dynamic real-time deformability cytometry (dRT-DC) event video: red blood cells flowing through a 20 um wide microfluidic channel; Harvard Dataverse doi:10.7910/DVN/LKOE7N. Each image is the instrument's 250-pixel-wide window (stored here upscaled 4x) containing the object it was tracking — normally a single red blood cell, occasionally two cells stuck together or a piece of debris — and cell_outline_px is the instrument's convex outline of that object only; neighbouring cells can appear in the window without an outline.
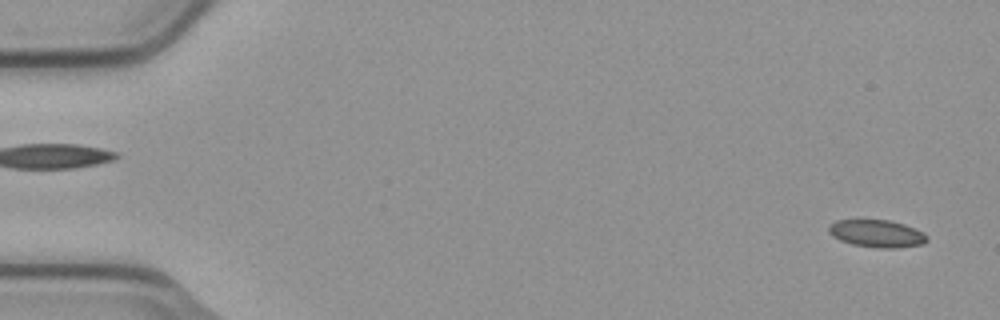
{"species": "common noctule bat (a hibernating species)", "species_latin": "Nyctalus noctula", "temperature_condition": "cold", "stored_images_in_passage": 54, "camera_frame_rate_fps": 3000, "um_per_image_px": 0.085, "animal": {"sex": "male", "body_mass_g": 23.1, "forearm_length_mm": 52.7}, "frame": {"image": 1, "passage_image": 2, "time_ms": 0.333, "image_size_px": [1000, 320], "cell_outline_px": [[928, 240], [924, 244], [896, 248], [880, 248], [852, 244], [840, 240], [832, 236], [828, 232], [828, 224], [836, 220], [888, 220], [904, 224], [924, 232], [928, 236]], "centroid_in_image_um": [74.53, 19.85], "position_along_channel_um": 10.5, "area_um2": 15.84}}
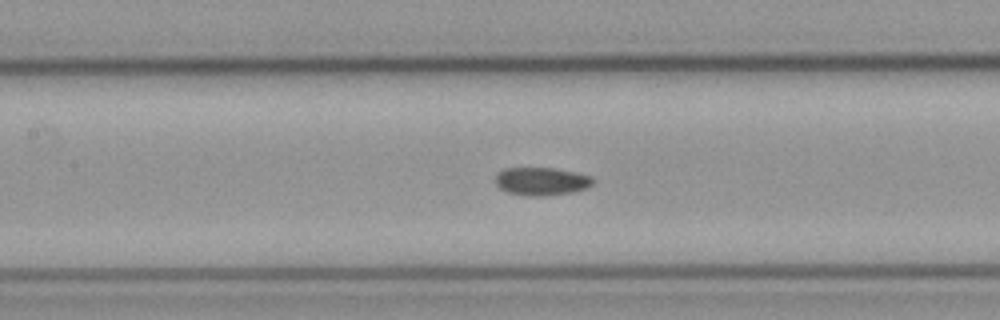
{"frame": {"image": 2, "passage_image": 25, "time_ms": 8.0, "image_size_px": [1000, 320], "cell_outline_px": [[596, 180], [588, 188], [572, 192], [548, 196], [528, 196], [508, 192], [500, 188], [496, 184], [496, 176], [504, 168], [552, 168], [576, 172], [592, 176]], "centroid_in_image_um": [46.08, 15.42], "position_along_channel_um": 161.3, "area_um2": 16.01}}
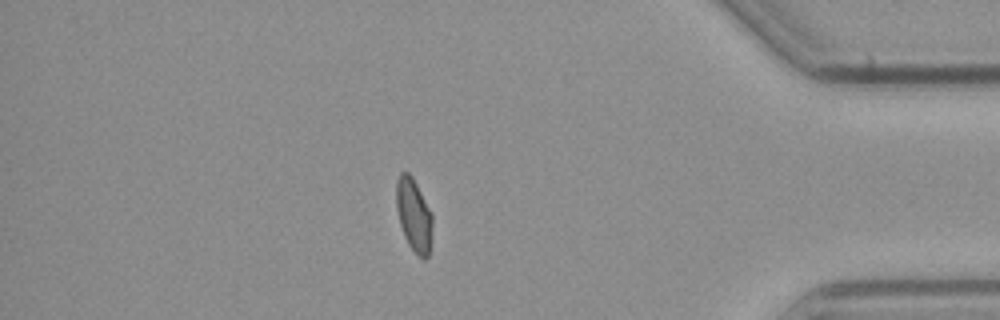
{"frame": {"image": 3, "passage_image": 47, "time_ms": 15.333, "image_size_px": [1000, 320], "cell_outline_px": [[432, 224], [428, 256], [424, 260], [408, 244], [404, 236], [400, 224], [396, 208], [396, 180], [400, 172], [408, 172], [412, 176], [432, 212]], "centroid_in_image_um": [35.16, 18.22], "position_along_channel_um": 400.0, "area_um2": 15.26}}